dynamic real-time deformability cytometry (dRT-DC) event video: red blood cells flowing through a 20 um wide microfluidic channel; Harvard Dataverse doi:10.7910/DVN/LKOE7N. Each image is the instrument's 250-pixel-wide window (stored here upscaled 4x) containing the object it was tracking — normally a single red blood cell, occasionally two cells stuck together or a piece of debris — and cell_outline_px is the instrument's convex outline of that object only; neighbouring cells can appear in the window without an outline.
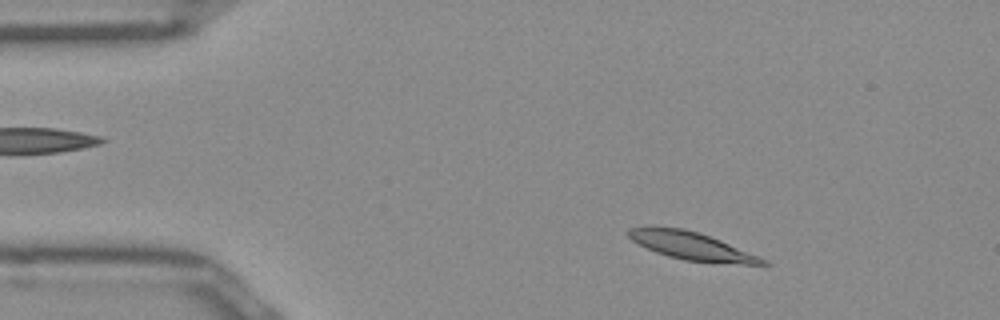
{"species": "Egyptian fruit bat (a non-hibernating species)", "species_latin": "Rousettus aegyptiacus", "temperature_condition": "room temperature", "stored_images_in_passage": 48, "camera_frame_rate_fps": 3000, "um_per_image_px": 0.085, "frame": {"image": 1, "passage_image": 5, "time_ms": 1.333, "image_size_px": [1000, 320], "cell_outline_px": [[772, 264], [744, 264], [684, 260], [668, 256], [656, 252], [632, 240], [628, 236], [628, 228], [684, 228], [720, 240], [768, 260]], "centroid_in_image_um": [58.83, 20.92], "position_along_channel_um": 26.2, "area_um2": 20.98}}
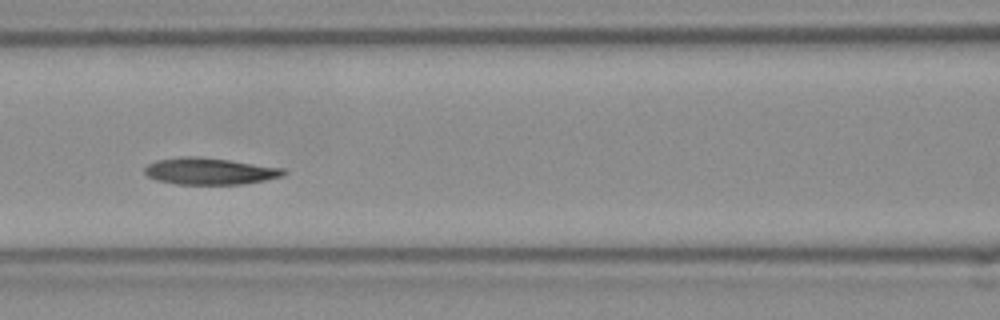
{"frame": {"image": 2, "passage_image": 19, "time_ms": 6.0, "image_size_px": [1000, 320], "cell_outline_px": [[288, 172], [284, 176], [244, 184], [176, 184], [156, 180], [148, 176], [144, 172], [144, 168], [148, 164], [156, 160], [184, 156], [196, 156], [228, 160], [284, 168]], "centroid_in_image_um": [17.83, 14.55], "position_along_channel_um": 148.8, "area_um2": 21.62}}
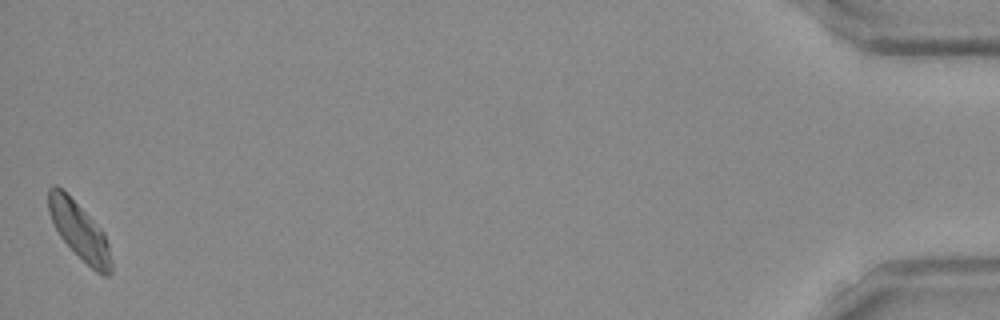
{"frame": {"image": 3, "passage_image": 48, "time_ms": 15.667, "image_size_px": [1000, 320], "cell_outline_px": [[112, 272], [108, 276], [104, 276], [96, 272], [60, 236], [48, 212], [48, 188], [52, 184], [56, 184], [104, 232], [108, 244], [112, 260]], "centroid_in_image_um": [6.76, 19.65], "position_along_channel_um": 428.4, "area_um2": 20.23}, "authors_computed_cell_mechanics": {"area_um2": 21.4149, "velocity_mm_per_s": 3.9181, "shape_relaxation_time_tau1_ms": 7.765, "shape_relaxation_time_tau2_ms": 6.6067, "deformation_change_tau1": 0.1629, "deformation_change_tau2": 0.1236}}